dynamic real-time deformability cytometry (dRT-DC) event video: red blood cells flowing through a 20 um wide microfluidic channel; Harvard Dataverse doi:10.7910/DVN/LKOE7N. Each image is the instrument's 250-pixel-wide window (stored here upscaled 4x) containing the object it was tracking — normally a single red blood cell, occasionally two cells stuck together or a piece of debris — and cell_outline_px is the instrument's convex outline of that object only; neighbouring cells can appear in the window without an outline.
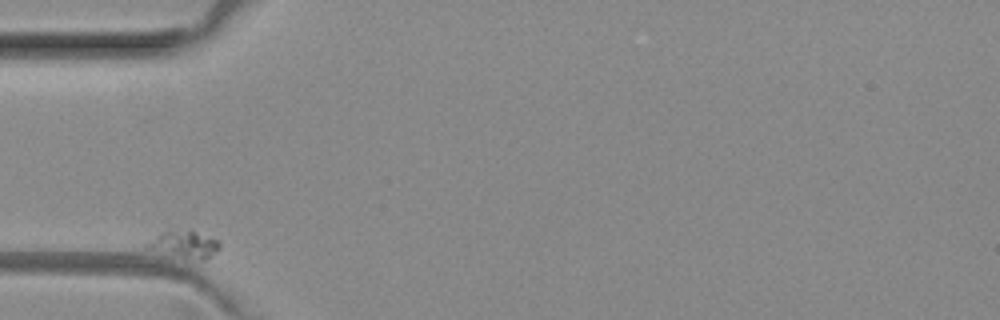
{"species": "common noctule bat (a hibernating species)", "species_latin": "Nyctalus noctula", "temperature_condition": "room temperature", "stored_images_in_passage": 6, "camera_frame_rate_fps": 3000, "um_per_image_px": 0.085, "animal": {"sex": "female", "body_mass_g": 29.2, "forearm_length_mm": 56.3}, "frame": {"image": 1, "passage_image": 1, "time_ms": 0.0, "image_size_px": [1000, 320], "cell_outline_px": [[220, 248], [208, 256], [184, 256], [144, 248], [144, 244], [160, 232], [168, 228], [188, 228], [216, 240], [220, 244]], "centroid_in_image_um": [15.55, 20.64], "position_along_channel_um": 69.4, "area_um2": 10.98}}
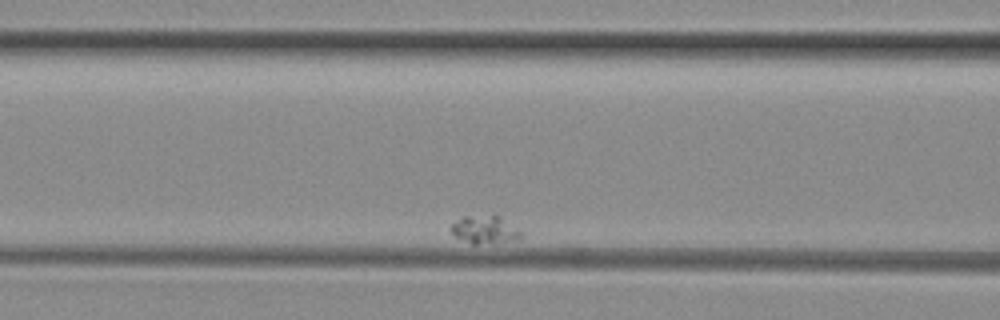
{"frame": {"image": 2, "passage_image": 3, "time_ms": 0.667, "image_size_px": [1000, 320], "cell_outline_px": [[524, 236], [516, 240], [476, 244], [472, 244], [456, 236], [448, 228], [452, 224], [464, 216], [492, 212], [496, 212], [524, 232]], "centroid_in_image_um": [41.28, 19.46], "position_along_channel_um": 125.3, "area_um2": 11.96}}